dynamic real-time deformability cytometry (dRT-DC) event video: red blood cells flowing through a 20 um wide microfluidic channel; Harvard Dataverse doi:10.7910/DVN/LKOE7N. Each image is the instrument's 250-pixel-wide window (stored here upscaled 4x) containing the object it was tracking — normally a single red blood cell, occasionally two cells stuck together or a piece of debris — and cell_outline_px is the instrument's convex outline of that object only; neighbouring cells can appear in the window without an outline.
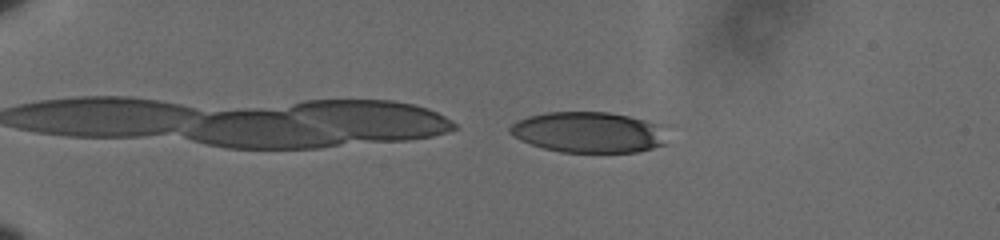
{"species": "human", "species_latin": "Homo sapiens", "temperature_condition": "cold", "stored_images_in_passage": 49, "camera_frame_rate_fps": 3000, "um_per_image_px": 0.085, "donor": {"sex": "male"}, "frame": {"image": 1, "passage_image": 3, "time_ms": 0.667, "image_size_px": [1000, 240], "cell_outline_px": [[664, 144], [652, 148], [636, 152], [560, 152], [544, 148], [520, 140], [512, 136], [508, 132], [508, 128], [516, 120], [528, 116], [548, 112], [608, 112], [628, 116], [660, 124]], "centroid_in_image_um": [49.95, 11.24], "position_along_channel_um": 35.1, "area_um2": 37.11}}
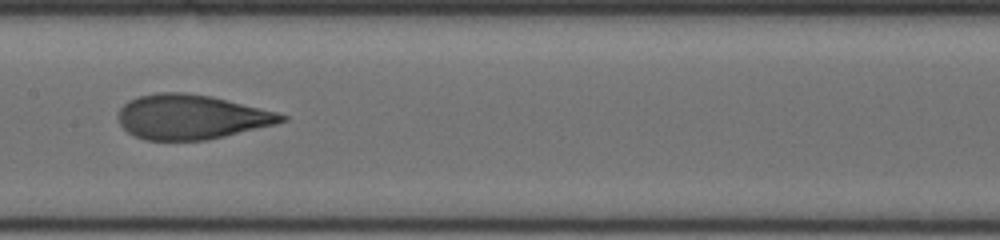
{"frame": {"image": 2, "passage_image": 23, "time_ms": 7.333, "image_size_px": [1000, 240], "cell_outline_px": [[288, 120], [276, 124], [208, 140], [144, 140], [128, 132], [120, 124], [120, 108], [128, 100], [140, 96], [156, 92], [184, 92], [212, 96], [276, 112], [288, 116]], "centroid_in_image_um": [16.27, 9.94], "position_along_channel_um": 191.1, "area_um2": 42.31}}
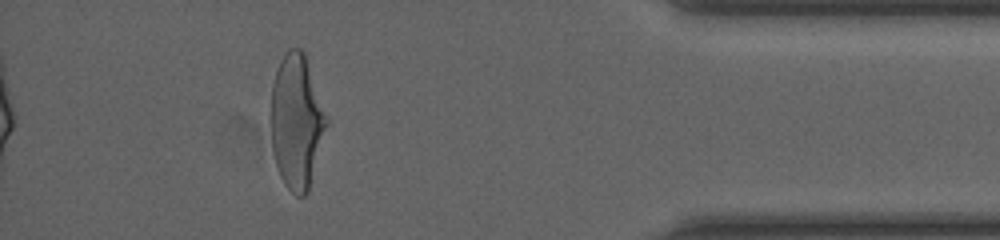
{"frame": {"image": 3, "passage_image": 44, "time_ms": 14.333, "image_size_px": [1000, 240], "cell_outline_px": [[328, 124], [308, 192], [304, 196], [296, 196], [284, 184], [280, 176], [276, 164], [272, 148], [272, 84], [280, 60], [288, 48], [300, 48], [304, 52], [328, 120]], "centroid_in_image_um": [25.22, 10.35], "position_along_channel_um": 410.0, "area_um2": 43.06}, "authors_computed_cell_mechanics": {"area_um2": 42.0206, "velocity_mm_per_s": 3.5984, "shape_relaxation_time_tau1_ms": 3.3106, "shape_relaxation_time_tau2_ms": 1.0736, "deformation_change_tau1": 0.1821, "deformation_change_tau2": 0.0849}}